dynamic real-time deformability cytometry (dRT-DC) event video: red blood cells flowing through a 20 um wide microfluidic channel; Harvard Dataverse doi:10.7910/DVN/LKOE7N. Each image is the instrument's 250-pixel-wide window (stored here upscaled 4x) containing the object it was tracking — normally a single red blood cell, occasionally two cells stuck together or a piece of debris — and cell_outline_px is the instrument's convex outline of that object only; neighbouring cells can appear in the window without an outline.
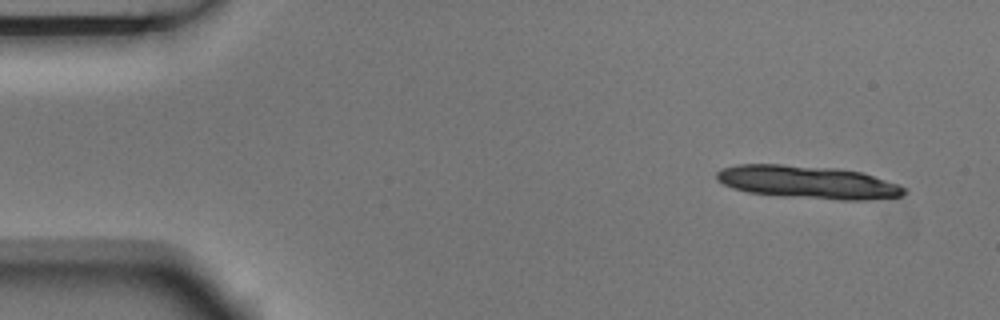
{"species": "Egyptian fruit bat (a non-hibernating species)", "species_latin": "Rousettus aegyptiacus", "temperature_condition": "room temperature", "stored_images_in_passage": 6, "camera_frame_rate_fps": 3000, "um_per_image_px": 0.085, "animal": {"sex": "male"}, "frame": {"image": 1, "passage_image": 1, "time_ms": 0.0, "image_size_px": [1000, 320], "cell_outline_px": [[908, 192], [904, 196], [872, 200], [840, 200], [780, 196], [748, 192], [732, 188], [716, 180], [716, 172], [720, 168], [736, 164], [780, 164], [836, 168], [860, 172], [900, 184], [908, 188]], "centroid_in_image_um": [68.7, 15.49], "position_along_channel_um": 16.3, "area_um2": 36.47}}
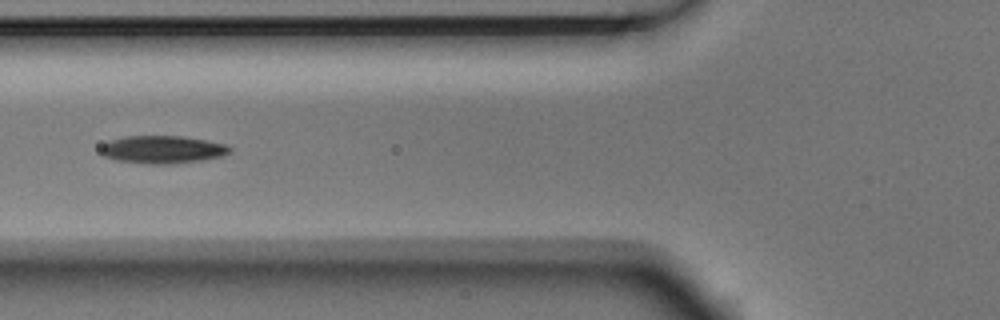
{"frame": {"image": 2, "passage_image": 6, "time_ms": 1.667, "image_size_px": [1000, 320], "cell_outline_px": [[232, 152], [220, 156], [200, 160], [164, 164], [152, 164], [116, 160], [104, 156], [100, 152], [100, 148], [104, 144], [112, 140], [124, 136], [184, 136], [224, 144], [232, 148]], "centroid_in_image_um": [13.8, 12.7], "position_along_channel_um": 112.0, "area_um2": 20.58}}